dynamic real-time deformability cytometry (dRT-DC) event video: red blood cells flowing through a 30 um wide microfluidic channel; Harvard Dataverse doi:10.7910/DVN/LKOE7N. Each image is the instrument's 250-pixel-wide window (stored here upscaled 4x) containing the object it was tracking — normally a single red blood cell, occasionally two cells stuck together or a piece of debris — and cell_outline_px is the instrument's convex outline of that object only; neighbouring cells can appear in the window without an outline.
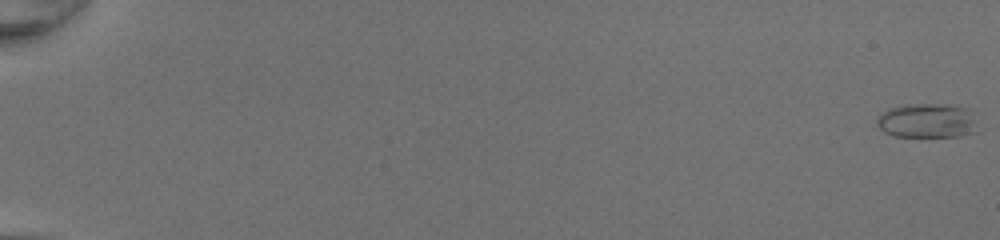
{"species": "common noctule bat (a hibernating species)", "species_latin": "Nyctalus noctula", "temperature_condition": "room temperature", "stored_images_in_passage": 52, "camera_frame_rate_fps": 3000, "um_per_image_px": 0.085, "animal": {"sex": "female", "body_mass_g": 20.0, "forearm_length_mm": 54.0}, "frame": {"image": 1, "passage_image": 1, "time_ms": 0.0, "image_size_px": [1000, 240], "cell_outline_px": [[976, 132], [960, 136], [896, 136], [884, 132], [876, 124], [876, 116], [880, 112], [888, 108], [904, 104], [948, 104], [968, 108], [972, 112]], "centroid_in_image_um": [78.76, 10.24], "position_along_channel_um": 6.2, "area_um2": 20.4}}
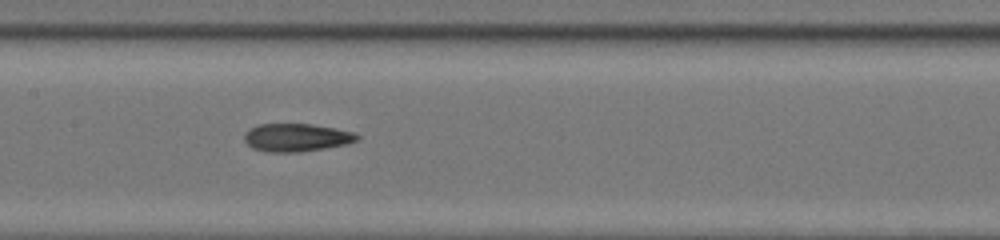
{"frame": {"image": 2, "passage_image": 29, "time_ms": 9.333, "image_size_px": [1000, 240], "cell_outline_px": [[360, 140], [348, 144], [300, 152], [268, 152], [252, 148], [244, 140], [244, 132], [248, 128], [256, 124], [312, 124], [356, 132], [360, 136]], "centroid_in_image_um": [25.21, 11.68], "position_along_channel_um": 182.2, "area_um2": 18.67}}
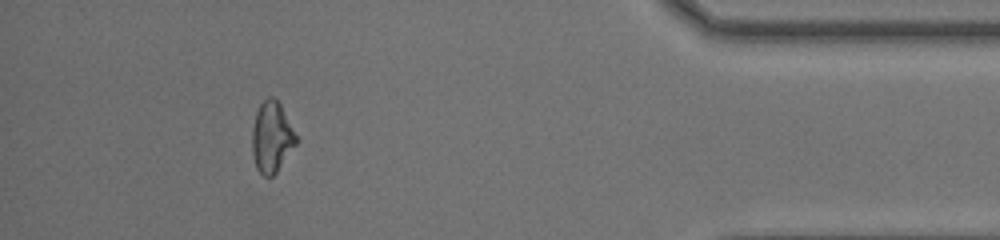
{"frame": {"image": 3, "passage_image": 48, "time_ms": 15.667, "image_size_px": [1000, 240], "cell_outline_px": [[300, 140], [276, 172], [272, 176], [264, 176], [256, 168], [252, 152], [252, 128], [256, 112], [260, 104], [268, 96], [272, 96], [280, 104]], "centroid_in_image_um": [23.11, 11.65], "position_along_channel_um": 412.1, "area_um2": 18.26}, "authors_computed_cell_mechanics": {"area_um2": 18.8139, "velocity_mm_per_s": 4.2928, "shape_relaxation_time_tau1_ms": null, "shape_relaxation_time_tau2_ms": 2.205, "deformation_change_tau1": null, "deformation_change_tau2": 0.1083}}